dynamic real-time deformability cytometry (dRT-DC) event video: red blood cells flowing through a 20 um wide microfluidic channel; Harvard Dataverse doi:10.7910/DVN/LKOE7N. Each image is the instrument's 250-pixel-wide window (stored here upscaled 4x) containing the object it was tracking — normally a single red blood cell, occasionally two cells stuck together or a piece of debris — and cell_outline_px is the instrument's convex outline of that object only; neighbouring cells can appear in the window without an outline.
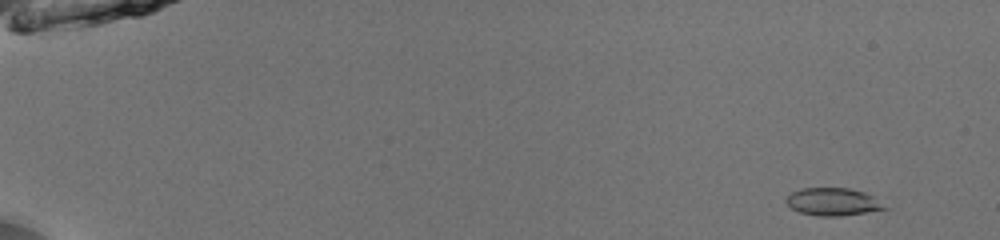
{"species": "common noctule bat (a hibernating species)", "species_latin": "Nyctalus noctula", "temperature_condition": "room temperature", "stored_images_in_passage": 50, "camera_frame_rate_fps": 3000, "um_per_image_px": 0.085, "animal": {"sex": "male", "body_mass_g": 13.0, "forearm_length_mm": 53.1}, "frame": {"image": 1, "passage_image": 2, "time_ms": 0.333, "image_size_px": [1000, 240], "cell_outline_px": [[888, 208], [840, 216], [816, 216], [800, 212], [792, 208], [784, 200], [792, 192], [800, 188], [848, 188], [864, 192], [872, 196]], "centroid_in_image_um": [70.75, 17.15], "position_along_channel_um": 14.3, "area_um2": 15.61}}
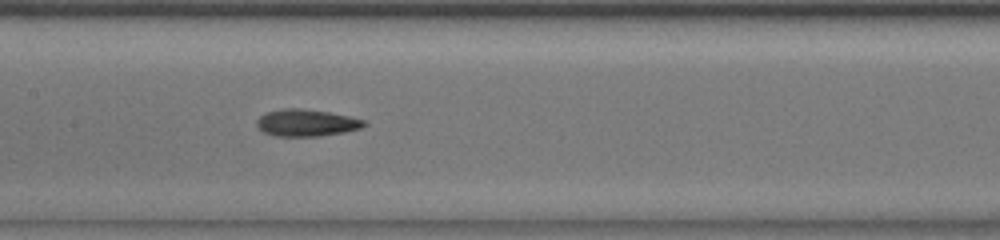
{"frame": {"image": 2, "passage_image": 26, "time_ms": 8.333, "image_size_px": [1000, 240], "cell_outline_px": [[368, 124], [360, 128], [344, 132], [320, 136], [276, 136], [264, 132], [256, 124], [256, 120], [260, 116], [268, 112], [284, 108], [300, 108], [328, 112], [348, 116], [364, 120]], "centroid_in_image_um": [26.05, 10.44], "position_along_channel_um": 181.4, "area_um2": 16.7}}
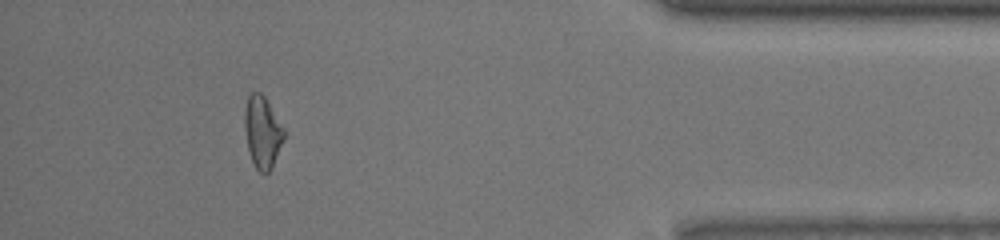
{"frame": {"image": 3, "passage_image": 46, "time_ms": 15.0, "image_size_px": [1000, 240], "cell_outline_px": [[284, 140], [272, 168], [268, 172], [260, 172], [256, 168], [252, 160], [248, 148], [244, 128], [244, 112], [248, 96], [252, 92], [260, 92], [264, 96], [284, 128]], "centroid_in_image_um": [22.31, 11.22], "position_along_channel_um": 412.9, "area_um2": 16.36}, "authors_computed_cell_mechanics": {"area_um2": 16.3863, "velocity_mm_per_s": 4.0258, "shape_relaxation_time_tau1_ms": 4.3057, "shape_relaxation_time_tau2_ms": 2.6172, "deformation_change_tau1": 0.1149, "deformation_change_tau2": 0.1134}}